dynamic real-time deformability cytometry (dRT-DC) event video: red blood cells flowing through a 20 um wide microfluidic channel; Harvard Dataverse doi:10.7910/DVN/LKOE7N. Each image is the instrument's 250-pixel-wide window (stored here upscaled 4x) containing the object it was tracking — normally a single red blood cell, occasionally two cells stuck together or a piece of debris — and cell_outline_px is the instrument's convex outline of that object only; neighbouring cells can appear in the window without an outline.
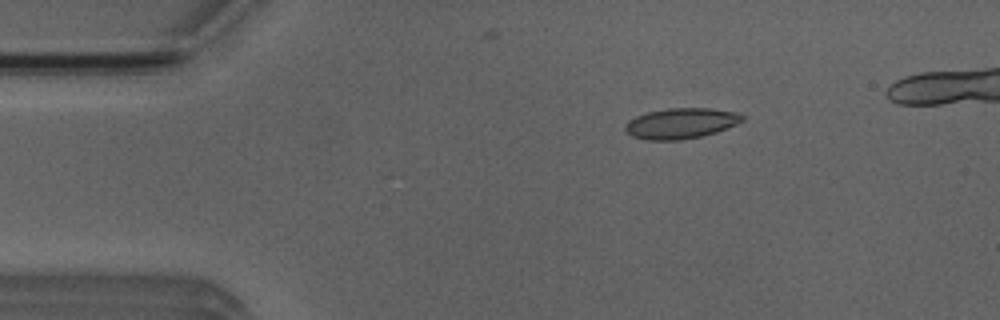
{"species": "Egyptian fruit bat (a non-hibernating species)", "species_latin": "Rousettus aegyptiacus", "temperature_condition": "room temperature", "stored_images_in_passage": 7, "camera_frame_rate_fps": 3000, "um_per_image_px": 0.085, "animal": {"sex": "male"}, "frame": {"image": 1, "passage_image": 2, "time_ms": 1.333, "image_size_px": [1000, 320], "cell_outline_px": [[744, 120], [736, 124], [716, 132], [700, 136], [680, 140], [648, 140], [632, 136], [624, 128], [628, 120], [636, 116], [648, 112], [668, 108], [708, 108], [740, 112], [744, 116]], "centroid_in_image_um": [57.9, 10.47], "position_along_channel_um": 27.1, "area_um2": 20.81}}
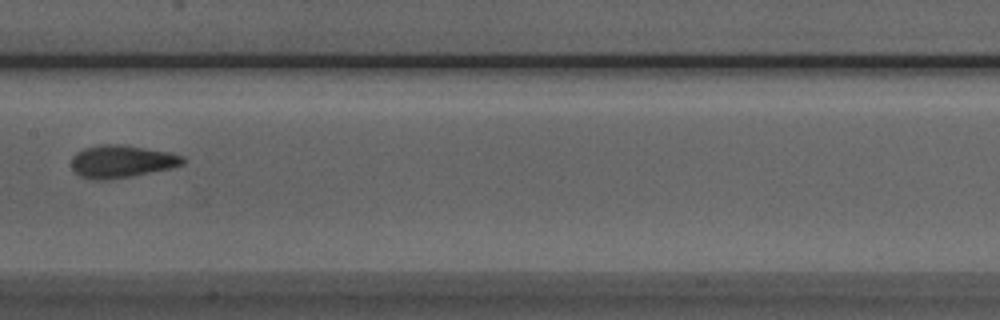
{"frame": {"image": 2, "passage_image": 7, "time_ms": 7.0, "image_size_px": [1000, 320], "cell_outline_px": [[188, 160], [184, 164], [172, 168], [132, 176], [104, 180], [96, 180], [80, 176], [72, 168], [72, 156], [76, 152], [84, 148], [96, 144], [120, 144], [168, 152], [184, 156]], "centroid_in_image_um": [10.36, 13.71], "position_along_channel_um": 197.0, "area_um2": 21.27}}